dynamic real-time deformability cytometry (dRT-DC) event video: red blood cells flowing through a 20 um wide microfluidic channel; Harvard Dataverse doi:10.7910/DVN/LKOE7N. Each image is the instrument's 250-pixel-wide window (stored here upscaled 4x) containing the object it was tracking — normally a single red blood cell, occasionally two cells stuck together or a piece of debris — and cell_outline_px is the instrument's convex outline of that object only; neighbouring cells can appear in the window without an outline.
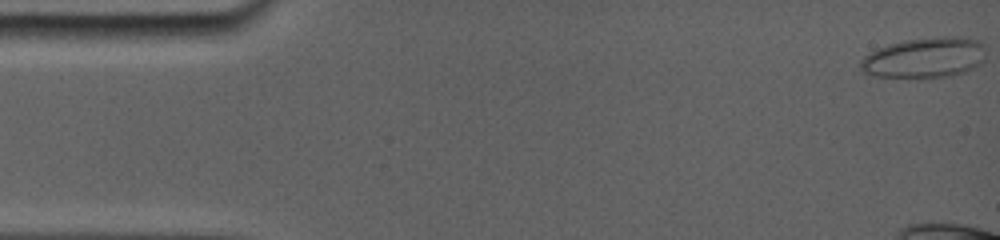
{"species": "common noctule bat (a hibernating species)", "species_latin": "Nyctalus noctula", "temperature_condition": "room temperature", "stored_images_in_passage": 13, "camera_frame_rate_fps": 5000, "um_per_image_px": 0.085, "animal": {"sex": "female", "body_mass_g": 19.0, "forearm_length_mm": 56.7}, "frame": {"image": 1, "passage_image": 1, "time_ms": 0.0, "image_size_px": [1000, 240], "cell_outline_px": [[984, 60], [980, 64], [964, 72], [948, 76], [920, 80], [916, 80], [872, 76], [860, 72], [860, 60], [864, 56], [876, 48], [888, 44], [904, 40], [940, 36], [968, 36], [980, 40], [984, 44]], "centroid_in_image_um": [78.56, 4.93], "position_along_channel_um": 6.4, "area_um2": 30.81}}
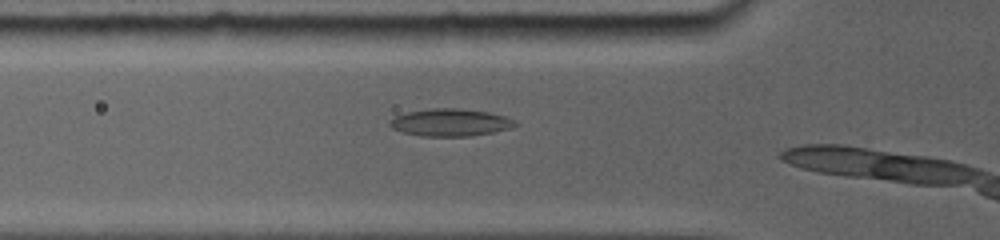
{"frame": {"image": 2, "passage_image": 11, "time_ms": 5.4, "image_size_px": [1000, 240], "cell_outline_px": [[516, 124], [492, 132], [464, 136], [424, 136], [404, 132], [392, 128], [388, 124], [396, 116], [408, 112], [432, 108], [456, 108], [488, 112], [504, 116], [512, 120]], "centroid_in_image_um": [38.21, 10.4], "position_along_channel_um": 87.6, "area_um2": 19.31}}